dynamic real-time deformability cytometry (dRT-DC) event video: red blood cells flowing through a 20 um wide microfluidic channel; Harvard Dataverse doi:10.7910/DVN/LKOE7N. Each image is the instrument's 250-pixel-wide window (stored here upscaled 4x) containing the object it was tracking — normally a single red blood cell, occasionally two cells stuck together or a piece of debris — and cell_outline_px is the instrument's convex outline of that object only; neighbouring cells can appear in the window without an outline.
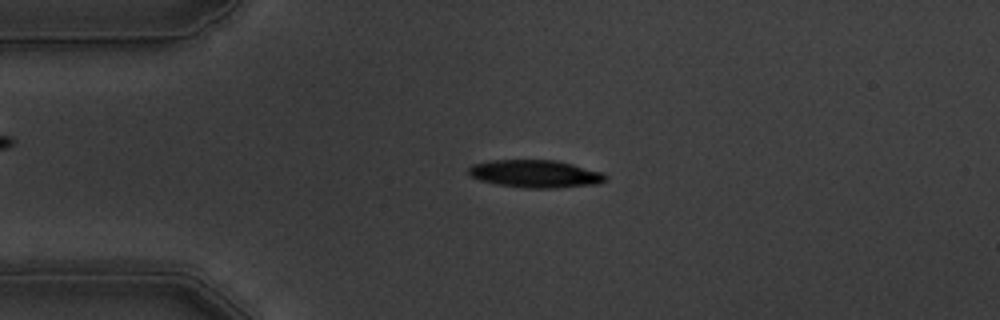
{"species": "common noctule bat (a hibernating species)", "species_latin": "Nyctalus noctula", "temperature_condition": "warm", "stored_images_in_passage": 55, "camera_frame_rate_fps": 3000, "um_per_image_px": 0.085, "animal": {"sex": "male", "body_mass_g": 19.5, "forearm_length_mm": 54.6}, "frame": {"image": 1, "passage_image": 12, "time_ms": 3.667, "image_size_px": [1000, 320], "cell_outline_px": [[608, 180], [600, 184], [556, 188], [524, 188], [496, 184], [480, 180], [468, 176], [468, 168], [472, 164], [488, 160], [556, 160], [572, 164], [600, 172], [608, 176]], "centroid_in_image_um": [45.48, 14.78], "position_along_channel_um": 39.5, "area_um2": 22.31}}
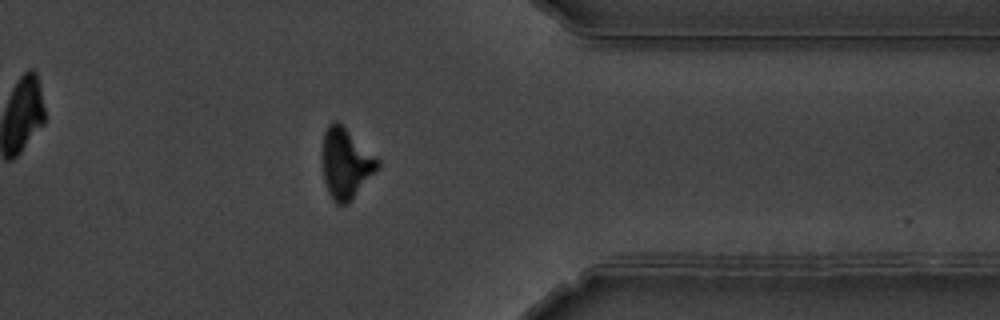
{"frame": {"image": 2, "passage_image": 44, "time_ms": 14.333, "image_size_px": [1000, 320], "cell_outline_px": [[380, 168], [352, 200], [348, 204], [336, 204], [332, 200], [328, 192], [324, 180], [324, 132], [328, 124], [332, 120], [336, 120], [376, 156], [380, 160]], "centroid_in_image_um": [29.43, 13.93], "position_along_channel_um": 382.0, "area_um2": 22.48}}
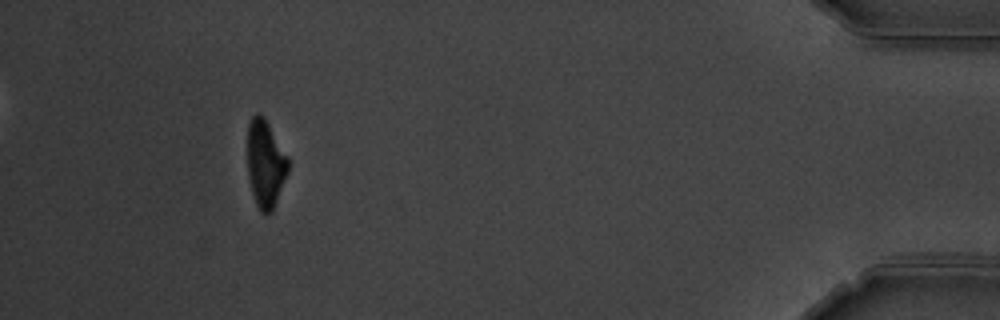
{"frame": {"image": 3, "passage_image": 51, "time_ms": 16.667, "image_size_px": [1000, 320], "cell_outline_px": [[288, 172], [272, 212], [260, 212], [256, 204], [252, 192], [248, 176], [248, 120], [256, 112], [260, 112], [264, 116], [288, 156]], "centroid_in_image_um": [22.56, 13.87], "position_along_channel_um": 412.6, "area_um2": 20.81}, "authors_computed_cell_mechanics": {"area_um2": 22.253, "velocity_mm_per_s": 3.5593, "shape_relaxation_time_tau1_ms": 3.337, "shape_relaxation_time_tau2_ms": null, "deformation_change_tau1": 0.1736, "deformation_change_tau2": null}}